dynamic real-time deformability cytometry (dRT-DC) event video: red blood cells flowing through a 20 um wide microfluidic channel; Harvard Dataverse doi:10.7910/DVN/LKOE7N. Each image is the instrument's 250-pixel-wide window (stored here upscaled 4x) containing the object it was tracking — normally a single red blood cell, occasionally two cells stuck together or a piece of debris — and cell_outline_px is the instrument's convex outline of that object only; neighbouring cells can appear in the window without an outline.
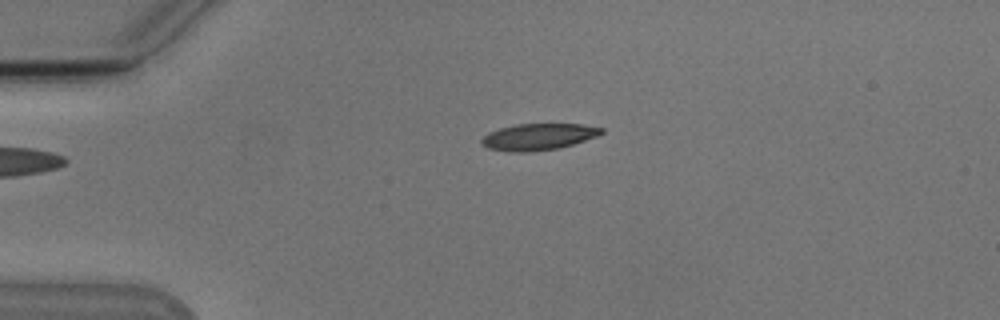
{"species": "Egyptian fruit bat (a non-hibernating species)", "species_latin": "Rousettus aegyptiacus", "temperature_condition": "cold", "stored_images_in_passage": 3, "camera_frame_rate_fps": 3000, "um_per_image_px": 0.085, "animal": {"sex": "male"}, "frame": {"image": 1, "passage_image": 3, "time_ms": 2.333, "image_size_px": [1000, 320], "cell_outline_px": [[604, 132], [596, 136], [560, 148], [528, 152], [508, 152], [488, 148], [480, 140], [488, 132], [500, 128], [516, 124], [584, 124], [604, 128]], "centroid_in_image_um": [45.76, 11.62], "position_along_channel_um": 39.2, "area_um2": 18.5}}